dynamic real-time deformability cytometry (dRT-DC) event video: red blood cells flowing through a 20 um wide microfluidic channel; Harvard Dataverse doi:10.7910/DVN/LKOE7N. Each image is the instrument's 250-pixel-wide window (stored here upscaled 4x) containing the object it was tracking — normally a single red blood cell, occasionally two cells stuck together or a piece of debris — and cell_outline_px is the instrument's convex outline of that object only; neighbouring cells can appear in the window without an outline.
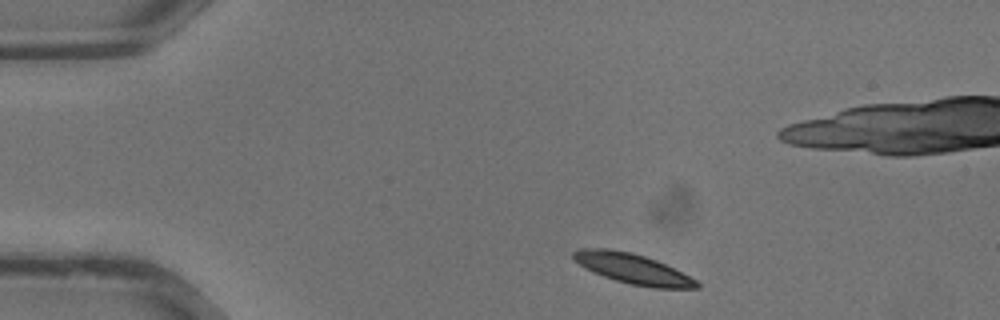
{"species": "common noctule bat (a hibernating species)", "species_latin": "Nyctalus noctula", "temperature_condition": "warm", "stored_images_in_passage": 32, "camera_frame_rate_fps": 3000, "um_per_image_px": 0.085, "animal": {"sex": "male", "body_mass_g": 13.3}, "frame": {"image": 1, "passage_image": 2, "time_ms": 0.333, "image_size_px": [1000, 320], "cell_outline_px": [[700, 288], [656, 288], [628, 284], [592, 272], [584, 268], [572, 256], [572, 252], [580, 248], [608, 248], [632, 252], [656, 260], [696, 280], [700, 284]], "centroid_in_image_um": [53.75, 22.84], "position_along_channel_um": 31.3, "area_um2": 21.5}}
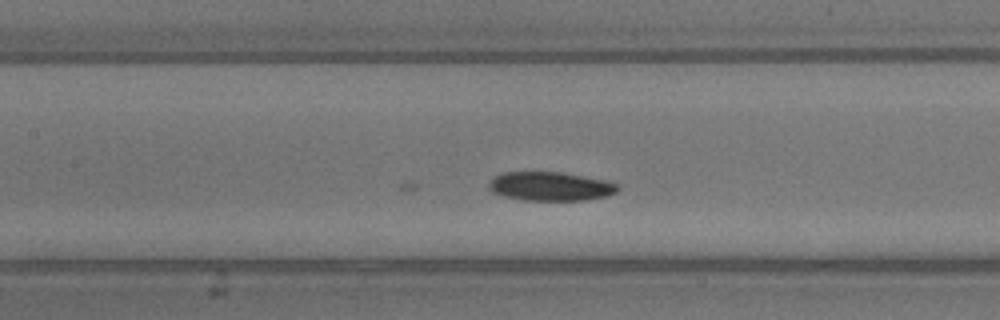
{"frame": {"image": 2, "passage_image": 12, "time_ms": 3.667, "image_size_px": [1000, 320], "cell_outline_px": [[620, 188], [616, 192], [604, 196], [584, 200], [524, 200], [504, 196], [492, 192], [488, 188], [488, 184], [492, 176], [504, 172], [564, 172], [608, 180], [620, 184]], "centroid_in_image_um": [46.79, 15.82], "position_along_channel_um": 160.6, "area_um2": 21.96}}
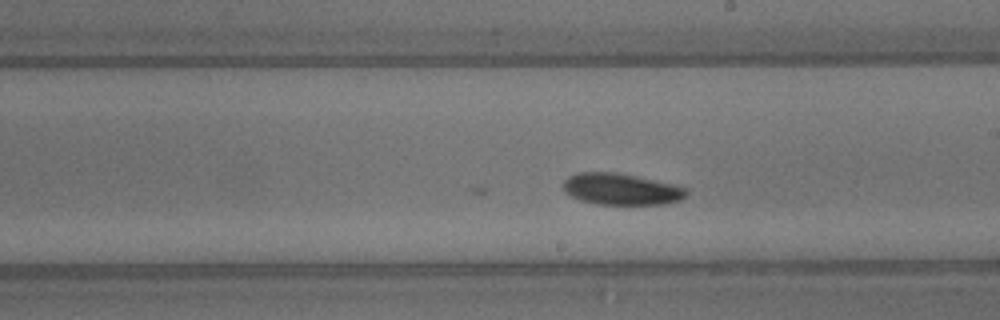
{"frame": {"image": 3, "passage_image": 16, "time_ms": 5.0, "image_size_px": [1000, 320], "cell_outline_px": [[688, 196], [680, 200], [664, 204], [596, 204], [580, 200], [564, 192], [564, 180], [568, 176], [580, 172], [616, 172], [636, 176], [672, 184], [688, 188]], "centroid_in_image_um": [52.82, 16.08], "position_along_channel_um": 236.2, "area_um2": 22.6}}